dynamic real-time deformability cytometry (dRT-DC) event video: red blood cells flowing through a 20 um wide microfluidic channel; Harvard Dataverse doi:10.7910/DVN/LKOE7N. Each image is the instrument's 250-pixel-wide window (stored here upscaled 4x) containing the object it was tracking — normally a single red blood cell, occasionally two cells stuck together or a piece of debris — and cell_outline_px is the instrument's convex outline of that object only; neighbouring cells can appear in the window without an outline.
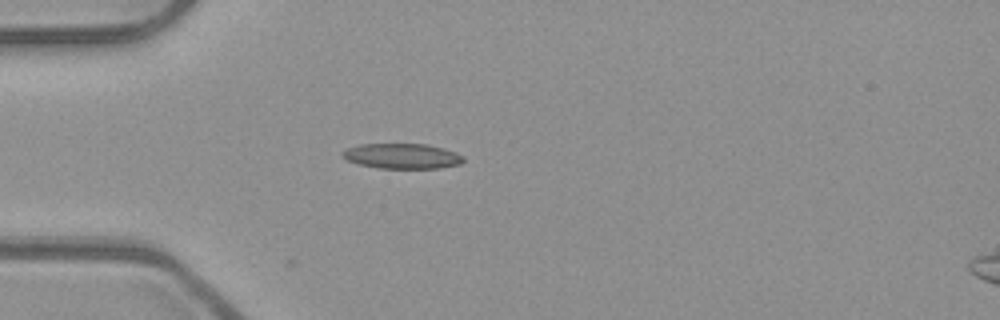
{"species": "common noctule bat (a hibernating species)", "species_latin": "Nyctalus noctula", "temperature_condition": "room temperature", "stored_images_in_passage": 10, "camera_frame_rate_fps": 3000, "um_per_image_px": 0.085, "animal": {"sex": "male", "body_mass_g": 23.1, "forearm_length_mm": 52.7}, "frame": {"image": 1, "passage_image": 1, "time_ms": 0.0, "image_size_px": [1000, 320], "cell_outline_px": [[464, 160], [460, 164], [440, 168], [376, 168], [344, 160], [340, 156], [340, 152], [344, 148], [360, 144], [424, 144], [444, 148], [456, 152], [464, 156]], "centroid_in_image_um": [34.12, 13.26], "position_along_channel_um": 50.9, "area_um2": 18.03}}
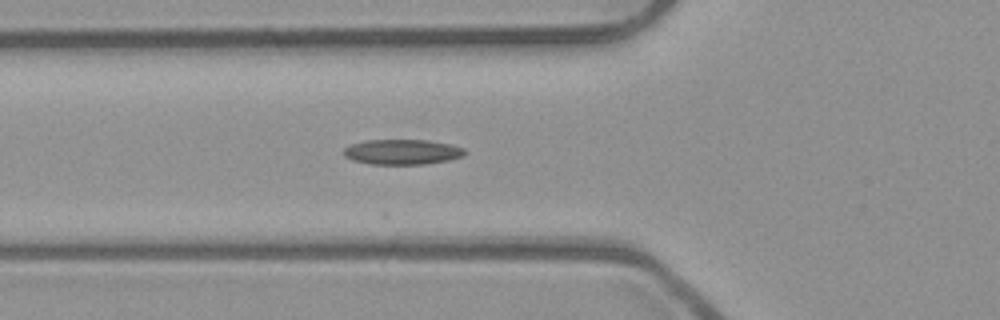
{"frame": {"image": 2, "passage_image": 5, "time_ms": 1.333, "image_size_px": [1000, 320], "cell_outline_px": [[468, 152], [464, 156], [448, 160], [424, 164], [368, 164], [352, 160], [344, 156], [344, 148], [352, 144], [364, 140], [428, 140], [452, 144], [464, 148]], "centroid_in_image_um": [34.22, 12.91], "position_along_channel_um": 91.6, "area_um2": 17.92}}
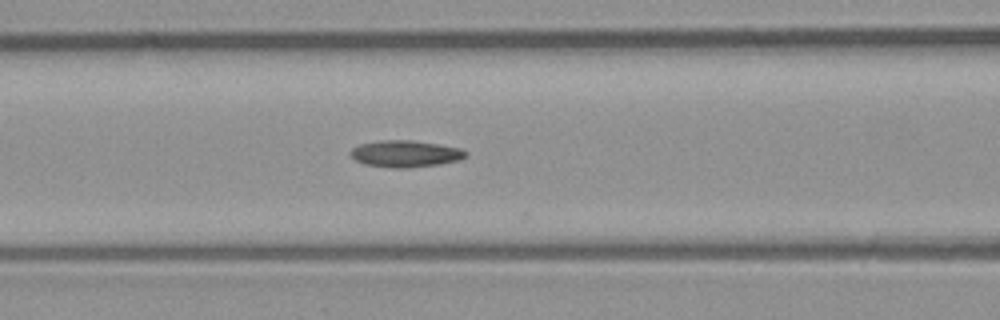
{"frame": {"image": 3, "passage_image": 8, "time_ms": 2.333, "image_size_px": [1000, 320], "cell_outline_px": [[468, 156], [460, 160], [440, 164], [408, 168], [388, 168], [364, 164], [356, 160], [348, 152], [352, 148], [360, 144], [380, 140], [408, 140], [436, 144], [460, 148], [468, 152]], "centroid_in_image_um": [34.46, 13.08], "position_along_channel_um": 132.1, "area_um2": 18.03}}